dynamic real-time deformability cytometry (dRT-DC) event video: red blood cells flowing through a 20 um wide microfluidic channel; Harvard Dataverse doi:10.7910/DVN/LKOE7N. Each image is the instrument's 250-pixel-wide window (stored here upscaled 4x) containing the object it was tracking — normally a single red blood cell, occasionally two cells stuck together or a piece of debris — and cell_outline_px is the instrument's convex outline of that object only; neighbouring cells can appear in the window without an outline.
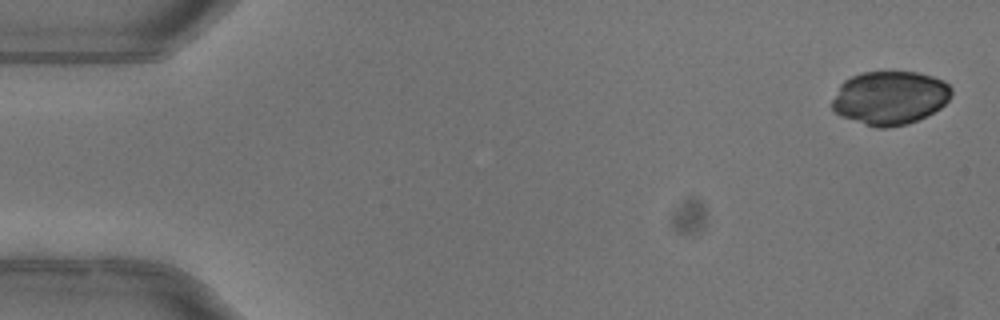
{"species": "common noctule bat (a hibernating species)", "species_latin": "Nyctalus noctula", "temperature_condition": "warm", "stored_images_in_passage": 4, "camera_frame_rate_fps": 3000, "um_per_image_px": 0.085, "animal": {"sex": "female"}, "frame": {"image": 1, "passage_image": 1, "time_ms": 0.0, "image_size_px": [1000, 320], "cell_outline_px": [[952, 96], [940, 108], [908, 124], [888, 128], [876, 128], [864, 124], [844, 116], [836, 112], [832, 108], [832, 100], [840, 84], [844, 80], [852, 76], [864, 72], [916, 72], [932, 76], [944, 80], [952, 88]], "centroid_in_image_um": [75.66, 8.31], "position_along_channel_um": 9.3, "area_um2": 37.17}}